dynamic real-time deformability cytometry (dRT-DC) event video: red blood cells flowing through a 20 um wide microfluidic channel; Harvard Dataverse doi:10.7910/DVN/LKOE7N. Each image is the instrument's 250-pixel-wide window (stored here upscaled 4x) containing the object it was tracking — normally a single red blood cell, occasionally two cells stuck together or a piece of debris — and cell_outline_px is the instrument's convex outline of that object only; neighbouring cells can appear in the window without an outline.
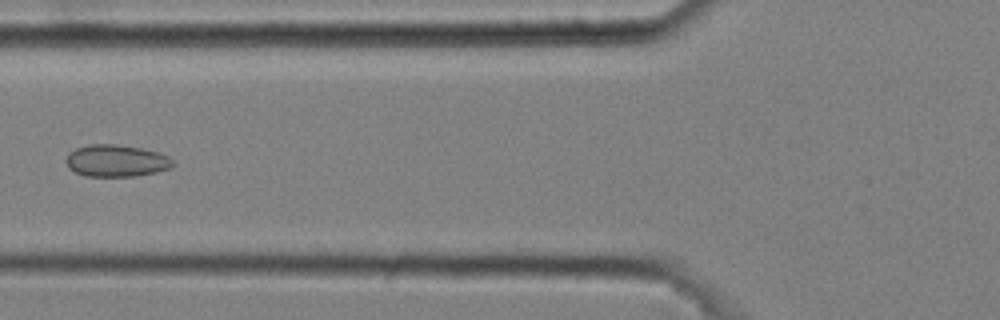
{"species": "common noctule bat (a hibernating species)", "species_latin": "Nyctalus noctula", "temperature_condition": "cold", "stored_images_in_passage": 9, "camera_frame_rate_fps": 3000, "um_per_image_px": 0.085, "animal": {"sex": "male", "body_mass_g": 20.4}, "frame": {"image": 1, "passage_image": 6, "time_ms": 1.667, "image_size_px": [1000, 320], "cell_outline_px": [[176, 164], [168, 168], [156, 172], [136, 176], [84, 176], [68, 168], [64, 160], [68, 152], [76, 148], [88, 144], [116, 144], [140, 148], [160, 152], [168, 156]], "centroid_in_image_um": [9.85, 13.66], "position_along_channel_um": 116.0, "area_um2": 20.11}}
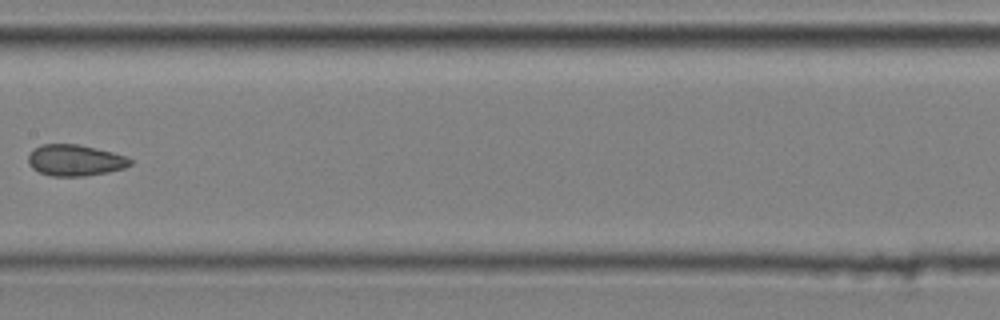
{"frame": {"image": 2, "passage_image": 8, "time_ms": 2.333, "image_size_px": [1000, 320], "cell_outline_px": [[132, 164], [124, 168], [108, 172], [84, 176], [52, 176], [40, 172], [32, 168], [28, 164], [28, 156], [36, 148], [44, 144], [76, 144], [96, 148], [128, 156], [132, 160]], "centroid_in_image_um": [6.41, 13.63], "position_along_channel_um": 201.0, "area_um2": 18.5}}
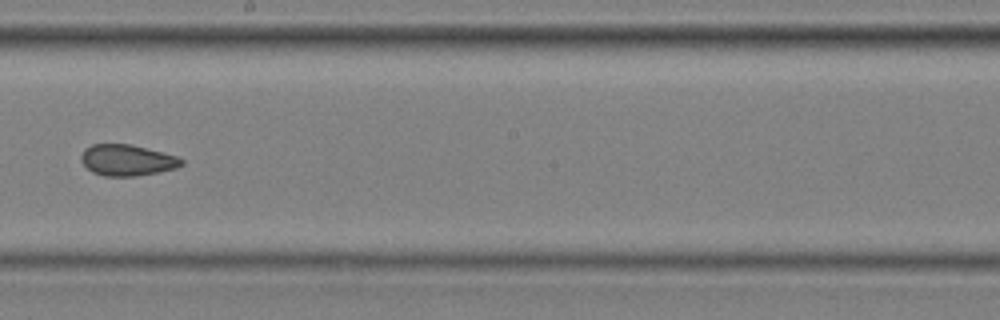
{"frame": {"image": 3, "passage_image": 9, "time_ms": 2.667, "image_size_px": [1000, 320], "cell_outline_px": [[184, 164], [176, 168], [136, 176], [104, 176], [92, 172], [80, 160], [80, 156], [84, 148], [92, 144], [132, 144], [176, 156], [184, 160]], "centroid_in_image_um": [10.78, 13.61], "position_along_channel_um": 237.4, "area_um2": 18.21}}